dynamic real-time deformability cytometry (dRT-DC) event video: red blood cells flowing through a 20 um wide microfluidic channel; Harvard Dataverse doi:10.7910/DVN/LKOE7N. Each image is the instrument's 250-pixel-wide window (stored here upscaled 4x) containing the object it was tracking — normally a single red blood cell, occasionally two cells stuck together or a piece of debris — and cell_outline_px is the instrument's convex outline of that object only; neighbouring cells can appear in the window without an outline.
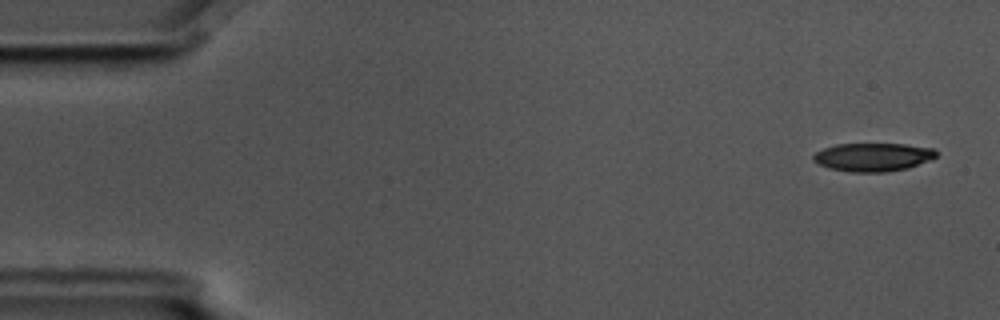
{"species": "common noctule bat (a hibernating species)", "species_latin": "Nyctalus noctula", "temperature_condition": "cold", "stored_images_in_passage": 5, "camera_frame_rate_fps": 3000, "um_per_image_px": 0.085, "animal": {"sex": "male", "body_mass_g": 17.5, "forearm_length_mm": 52.3}, "frame": {"image": 1, "passage_image": 1, "time_ms": 0.0, "image_size_px": [1000, 320], "cell_outline_px": [[936, 156], [928, 160], [908, 168], [884, 172], [852, 172], [828, 168], [812, 160], [812, 156], [816, 152], [824, 148], [836, 144], [904, 144], [936, 148]], "centroid_in_image_um": [74.19, 13.35], "position_along_channel_um": 10.8, "area_um2": 20.23}}